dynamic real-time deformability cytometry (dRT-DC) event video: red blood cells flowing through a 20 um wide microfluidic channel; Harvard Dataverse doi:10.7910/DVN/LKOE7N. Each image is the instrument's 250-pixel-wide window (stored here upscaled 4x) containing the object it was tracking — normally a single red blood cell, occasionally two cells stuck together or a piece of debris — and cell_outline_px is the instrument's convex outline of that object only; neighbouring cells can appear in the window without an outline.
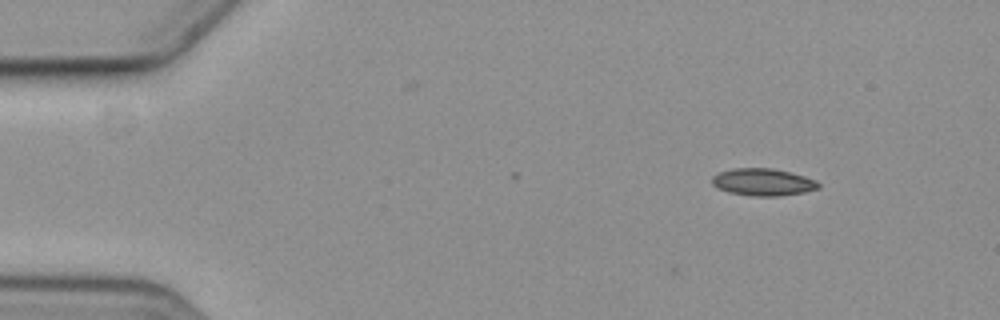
{"species": "common noctule bat (a hibernating species)", "species_latin": "Nyctalus noctula", "temperature_condition": "cold", "stored_images_in_passage": 5, "camera_frame_rate_fps": 3000, "um_per_image_px": 0.085, "animal": {"sex": "female", "body_mass_g": 19.3, "forearm_length_mm": 54.1}, "frame": {"image": 1, "passage_image": 5, "time_ms": 1.333, "image_size_px": [1000, 320], "cell_outline_px": [[820, 188], [804, 192], [780, 196], [752, 196], [728, 192], [712, 184], [712, 176], [720, 172], [732, 168], [772, 168], [804, 176], [816, 180], [820, 184]], "centroid_in_image_um": [64.86, 15.48], "position_along_channel_um": 20.1, "area_um2": 16.82}}